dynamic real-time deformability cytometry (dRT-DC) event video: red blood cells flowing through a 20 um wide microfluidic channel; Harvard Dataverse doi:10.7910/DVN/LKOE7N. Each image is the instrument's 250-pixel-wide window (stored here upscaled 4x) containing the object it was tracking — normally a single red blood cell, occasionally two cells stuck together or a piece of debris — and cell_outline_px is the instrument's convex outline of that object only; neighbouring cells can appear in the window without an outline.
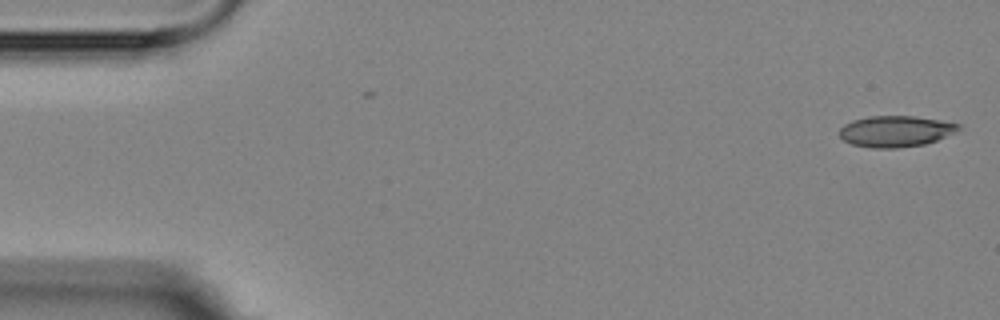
{"species": "Egyptian fruit bat (a non-hibernating species)", "species_latin": "Rousettus aegyptiacus", "temperature_condition": "room temperature", "stored_images_in_passage": 3, "segment_of_instrument_passage": [2, 2], "camera_frame_rate_fps": 3000, "um_per_image_px": 0.085, "animal": {"sex": "female"}, "frame": {"image": 1, "passage_image": 3, "time_ms": 2.333, "image_size_px": [1000, 320], "cell_outline_px": [[960, 128], [956, 132], [936, 140], [924, 144], [896, 148], [872, 148], [852, 144], [844, 140], [840, 136], [840, 128], [844, 124], [852, 120], [868, 116], [916, 116], [940, 120], [960, 124]], "centroid_in_image_um": [76.12, 11.15], "position_along_channel_um": 8.9, "area_um2": 21.56}}